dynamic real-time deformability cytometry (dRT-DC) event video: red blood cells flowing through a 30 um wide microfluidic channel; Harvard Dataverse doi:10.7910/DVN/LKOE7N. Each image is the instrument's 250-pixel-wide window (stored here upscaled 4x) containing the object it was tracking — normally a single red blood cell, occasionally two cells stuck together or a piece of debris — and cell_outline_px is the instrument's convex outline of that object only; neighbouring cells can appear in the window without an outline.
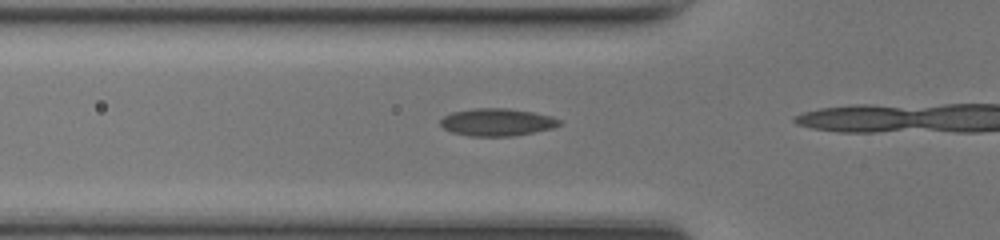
{"species": "common noctule bat (a hibernating species)", "species_latin": "Nyctalus noctula", "temperature_condition": "room temperature", "stored_images_in_passage": 4, "camera_frame_rate_fps": 3000, "um_per_image_px": 0.085, "animal": {"sex": "female", "body_mass_g": 17.0, "forearm_length_mm": 48.0}, "frame": {"image": 1, "passage_image": 3, "time_ms": 0.667, "image_size_px": [1000, 240], "cell_outline_px": [[560, 124], [552, 128], [512, 136], [468, 136], [452, 132], [444, 128], [440, 124], [440, 120], [444, 116], [452, 112], [472, 108], [508, 108], [532, 112], [552, 116], [560, 120]], "centroid_in_image_um": [42.21, 10.38], "position_along_channel_um": 83.6, "area_um2": 18.96}}